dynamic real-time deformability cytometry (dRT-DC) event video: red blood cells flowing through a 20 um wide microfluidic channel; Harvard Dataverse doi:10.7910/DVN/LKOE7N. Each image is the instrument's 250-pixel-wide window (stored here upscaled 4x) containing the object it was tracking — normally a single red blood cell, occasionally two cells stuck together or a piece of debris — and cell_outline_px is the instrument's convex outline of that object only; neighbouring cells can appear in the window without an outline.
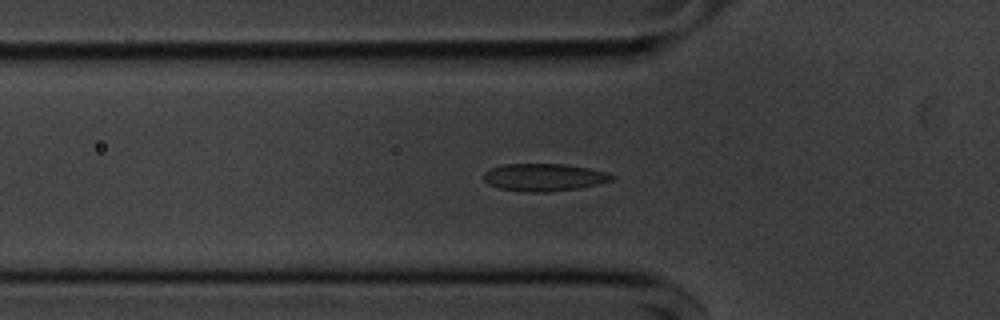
{"species": "common noctule bat (a hibernating species)", "species_latin": "Nyctalus noctula", "temperature_condition": "cold", "stored_images_in_passage": 55, "camera_frame_rate_fps": 3000, "um_per_image_px": 0.085, "animal": {"sex": "male", "body_mass_g": 20.1, "forearm_length_mm": 53.5}, "frame": {"image": 1, "passage_image": 17, "time_ms": 5.333, "image_size_px": [1000, 320], "cell_outline_px": [[616, 180], [580, 188], [548, 192], [528, 192], [500, 188], [488, 184], [484, 180], [484, 172], [492, 168], [504, 164], [564, 164], [588, 168], [608, 172], [616, 176]], "centroid_in_image_um": [46.3, 15.07], "position_along_channel_um": 79.5, "area_um2": 20.63}}
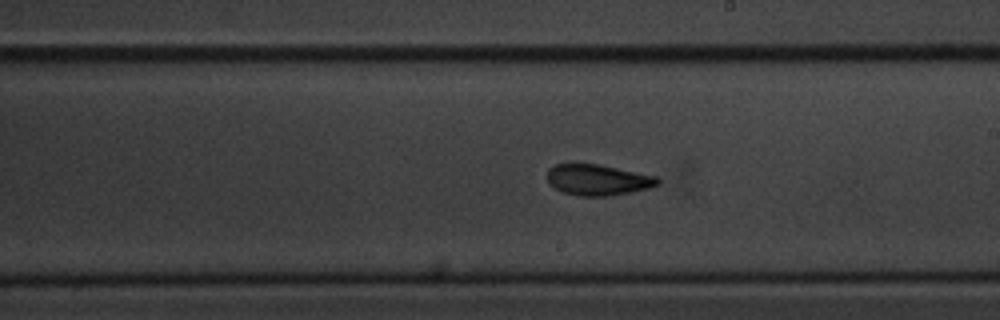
{"frame": {"image": 2, "passage_image": 30, "time_ms": 9.667, "image_size_px": [1000, 320], "cell_outline_px": [[660, 184], [648, 188], [632, 192], [608, 196], [580, 196], [560, 192], [552, 188], [548, 184], [544, 176], [548, 168], [556, 164], [600, 164], [656, 176], [660, 180]], "centroid_in_image_um": [50.74, 15.29], "position_along_channel_um": 238.3, "area_um2": 20.35}}
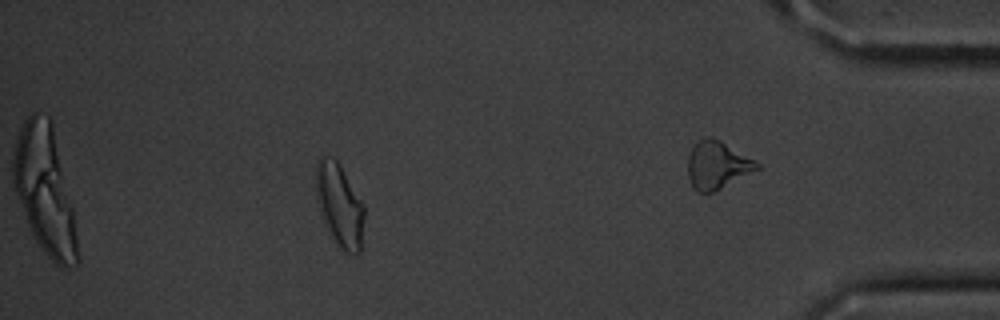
{"frame": {"image": 3, "passage_image": 48, "time_ms": 15.667, "image_size_px": [1000, 320], "cell_outline_px": [[364, 216], [360, 252], [356, 256], [344, 252], [336, 248], [320, 216], [316, 200], [316, 164], [320, 156], [332, 156], [340, 164], [364, 204]], "centroid_in_image_um": [28.84, 17.48], "position_along_channel_um": 406.4, "area_um2": 24.1}, "authors_computed_cell_mechanics": {"area_um2": 20.6346, "velocity_mm_per_s": 3.6437, "shape_relaxation_time_tau1_ms": 5.4881, "shape_relaxation_time_tau2_ms": 5.9913, "deformation_change_tau1": 0.1188, "deformation_change_tau2": 0.0953}}